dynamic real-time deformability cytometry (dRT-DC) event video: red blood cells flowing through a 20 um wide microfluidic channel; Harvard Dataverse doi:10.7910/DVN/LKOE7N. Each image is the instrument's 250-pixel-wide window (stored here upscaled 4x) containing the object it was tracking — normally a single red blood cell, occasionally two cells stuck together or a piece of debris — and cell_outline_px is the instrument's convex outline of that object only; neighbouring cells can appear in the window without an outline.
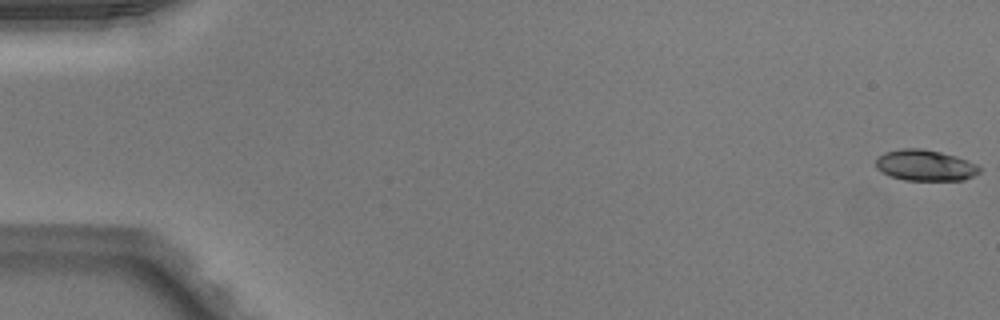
{"species": "Egyptian fruit bat (a non-hibernating species)", "species_latin": "Rousettus aegyptiacus", "temperature_condition": "warm", "stored_images_in_passage": 51, "camera_frame_rate_fps": 3000, "um_per_image_px": 0.085, "animal": {"sex": "male"}, "frame": {"image": 1, "passage_image": 1, "time_ms": 0.0, "image_size_px": [1000, 320], "cell_outline_px": [[980, 172], [964, 180], [904, 180], [892, 176], [876, 168], [876, 160], [884, 152], [900, 148], [920, 148], [940, 152], [956, 156], [968, 160], [976, 164], [980, 168]], "centroid_in_image_um": [78.65, 14.04], "position_along_channel_um": 6.3, "area_um2": 18.61}}
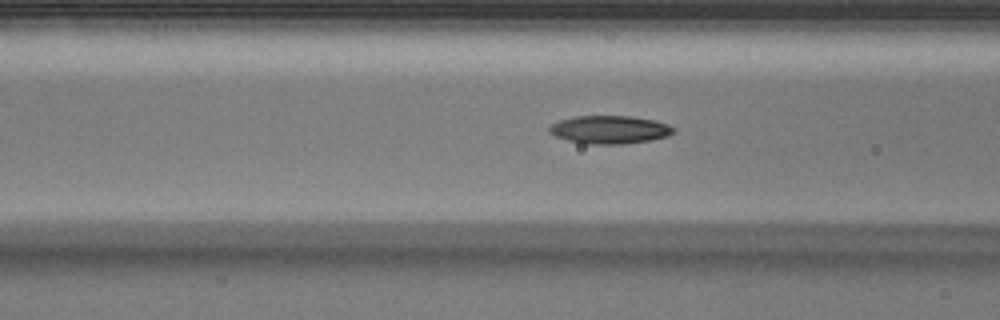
{"frame": {"image": 2, "passage_image": 21, "time_ms": 6.667, "image_size_px": [1000, 320], "cell_outline_px": [[676, 132], [668, 136], [652, 140], [624, 144], [584, 144], [568, 140], [556, 136], [548, 132], [548, 128], [552, 124], [560, 120], [576, 116], [628, 116], [656, 120], [668, 124], [676, 128]], "centroid_in_image_um": [51.86, 11.02], "position_along_channel_um": 114.7, "area_um2": 20.52}}
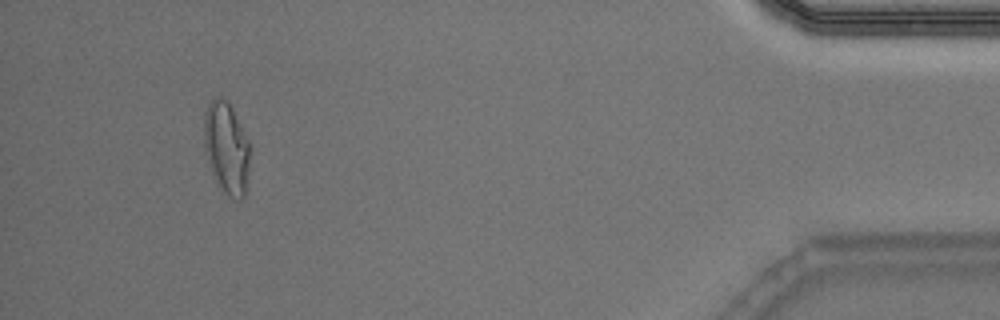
{"frame": {"image": 3, "passage_image": 48, "time_ms": 15.667, "image_size_px": [1000, 320], "cell_outline_px": [[252, 148], [244, 200], [232, 200], [224, 192], [212, 172], [208, 164], [204, 152], [204, 112], [212, 96], [216, 96], [224, 100], [232, 108], [252, 144]], "centroid_in_image_um": [19.28, 12.59], "position_along_channel_um": 415.9, "area_um2": 25.26}, "authors_computed_cell_mechanics": {"area_um2": 19.4786, "velocity_mm_per_s": 4.0468, "shape_relaxation_time_tau1_ms": null, "shape_relaxation_time_tau2_ms": 2.8639, "deformation_change_tau1": null, "deformation_change_tau2": 0.0927}}